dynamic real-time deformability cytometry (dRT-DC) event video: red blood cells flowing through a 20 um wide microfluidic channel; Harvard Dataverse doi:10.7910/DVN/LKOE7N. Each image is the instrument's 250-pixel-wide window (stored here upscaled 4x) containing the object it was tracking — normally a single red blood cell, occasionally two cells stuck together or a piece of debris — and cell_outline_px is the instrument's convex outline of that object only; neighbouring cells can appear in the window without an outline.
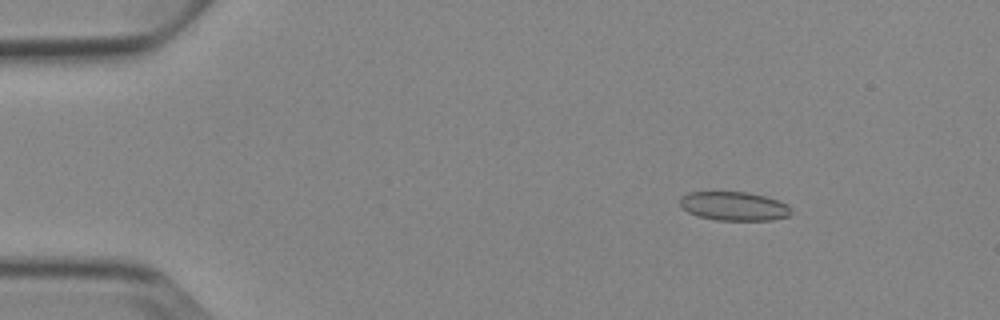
{"species": "Egyptian fruit bat (a non-hibernating species)", "species_latin": "Rousettus aegyptiacus", "temperature_condition": "cold", "stored_images_in_passage": 4, "camera_frame_rate_fps": 3000, "um_per_image_px": 0.085, "animal": {"sex": "female"}, "frame": {"image": 1, "passage_image": 2, "time_ms": 1.0, "image_size_px": [1000, 320], "cell_outline_px": [[792, 212], [788, 216], [772, 220], [716, 220], [700, 216], [688, 212], [680, 208], [680, 196], [688, 192], [748, 192], [780, 200], [788, 204], [792, 208]], "centroid_in_image_um": [62.4, 17.52], "position_along_channel_um": 22.6, "area_um2": 18.9}}